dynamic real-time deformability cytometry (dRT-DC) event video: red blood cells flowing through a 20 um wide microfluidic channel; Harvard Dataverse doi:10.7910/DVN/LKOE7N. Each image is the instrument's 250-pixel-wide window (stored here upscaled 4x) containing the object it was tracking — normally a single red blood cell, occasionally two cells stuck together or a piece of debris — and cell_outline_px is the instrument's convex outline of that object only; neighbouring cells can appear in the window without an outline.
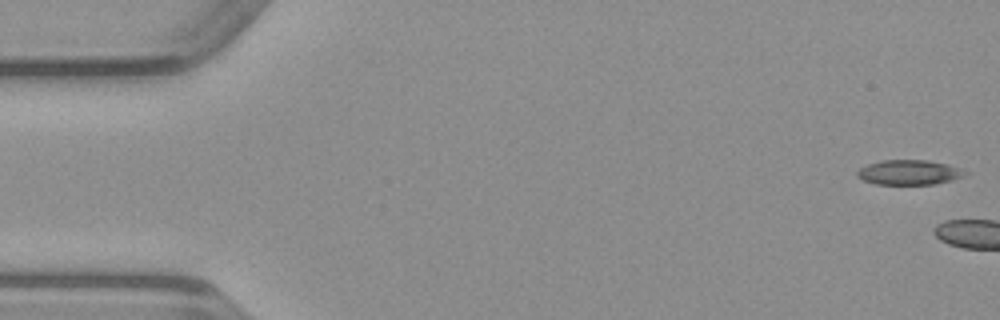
{"species": "common noctule bat (a hibernating species)", "species_latin": "Nyctalus noctula", "temperature_condition": "warm", "stored_images_in_passage": 4, "camera_frame_rate_fps": 3000, "um_per_image_px": 0.085, "animal": {"sex": "male", "body_mass_g": 23.1, "forearm_length_mm": 52.7}, "frame": {"image": 1, "passage_image": 1, "time_ms": 0.0, "image_size_px": [1000, 320], "cell_outline_px": [[968, 172], [952, 180], [936, 184], [876, 184], [864, 180], [856, 176], [856, 172], [860, 168], [868, 164], [884, 160], [928, 160], [948, 164], [960, 168]], "centroid_in_image_um": [77.26, 14.65], "position_along_channel_um": 7.7, "area_um2": 15.49}}